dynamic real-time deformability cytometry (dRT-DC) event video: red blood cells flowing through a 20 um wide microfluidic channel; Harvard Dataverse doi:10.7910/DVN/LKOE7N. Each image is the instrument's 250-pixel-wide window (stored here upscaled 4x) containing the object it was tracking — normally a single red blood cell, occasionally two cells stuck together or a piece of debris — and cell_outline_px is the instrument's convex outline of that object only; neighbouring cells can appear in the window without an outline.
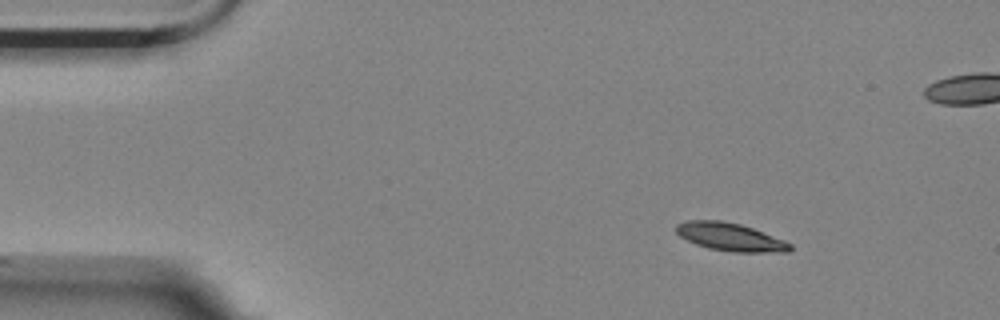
{"species": "Egyptian fruit bat (a non-hibernating species)", "species_latin": "Rousettus aegyptiacus", "temperature_condition": "room temperature", "stored_images_in_passage": 13, "camera_frame_rate_fps": 3000, "um_per_image_px": 0.085, "animal": {"sex": "female"}, "frame": {"image": 1, "passage_image": 1, "time_ms": 0.0, "image_size_px": [1000, 320], "cell_outline_px": [[792, 248], [788, 252], [732, 252], [708, 248], [696, 244], [680, 236], [676, 232], [676, 224], [688, 220], [720, 220], [740, 224], [752, 228], [784, 240], [792, 244]], "centroid_in_image_um": [62.07, 20.14], "position_along_channel_um": 22.9, "area_um2": 18.5}}
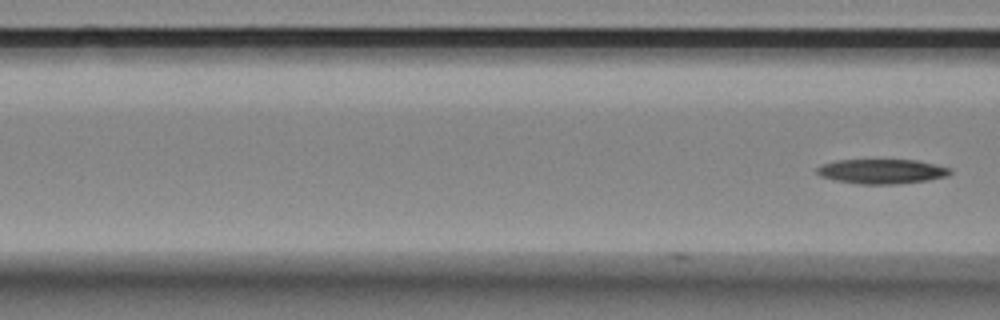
{"frame": {"image": 2, "passage_image": 13, "time_ms": 4.0, "image_size_px": [1000, 320], "cell_outline_px": [[952, 172], [944, 176], [928, 180], [900, 184], [856, 184], [836, 180], [820, 176], [816, 172], [816, 168], [820, 164], [836, 160], [916, 160], [952, 168]], "centroid_in_image_um": [74.92, 14.57], "position_along_channel_um": 91.7, "area_um2": 19.19}}